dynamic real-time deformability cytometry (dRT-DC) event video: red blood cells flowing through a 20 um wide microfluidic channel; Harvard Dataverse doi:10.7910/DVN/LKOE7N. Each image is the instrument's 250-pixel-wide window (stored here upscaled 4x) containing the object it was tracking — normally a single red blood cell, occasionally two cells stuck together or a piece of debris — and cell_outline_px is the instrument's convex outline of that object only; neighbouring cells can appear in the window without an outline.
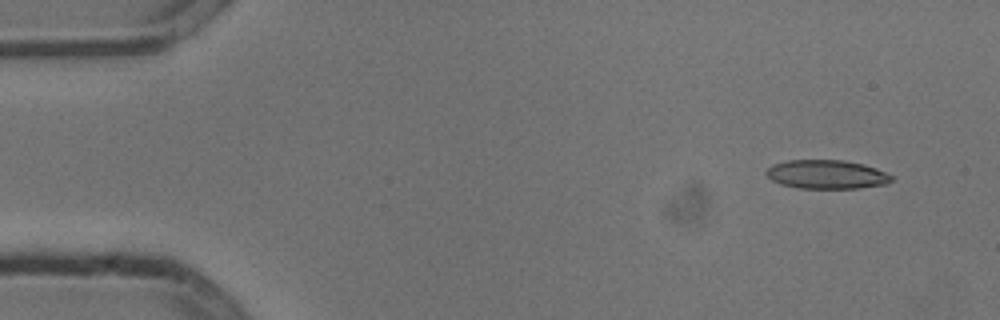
{"species": "common noctule bat (a hibernating species)", "species_latin": "Nyctalus noctula", "temperature_condition": "cold", "stored_images_in_passage": 4, "camera_frame_rate_fps": 3000, "um_per_image_px": 0.085, "animal": {"sex": "male", "body_mass_g": 13.3}, "frame": {"image": 1, "passage_image": 1, "time_ms": 0.0, "image_size_px": [1000, 320], "cell_outline_px": [[892, 180], [888, 184], [856, 188], [800, 188], [780, 184], [772, 180], [764, 172], [772, 164], [788, 160], [844, 160], [864, 164], [876, 168], [892, 176]], "centroid_in_image_um": [70.25, 14.82], "position_along_channel_um": 14.7, "area_um2": 21.04}}
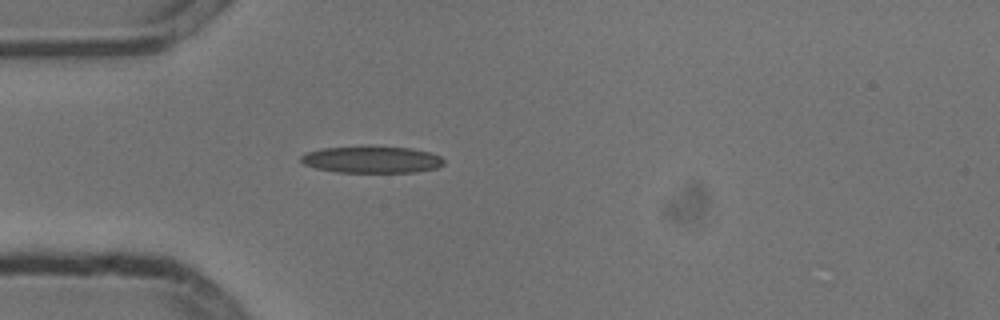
{"frame": {"image": 2, "passage_image": 4, "time_ms": 1.0, "image_size_px": [1000, 320], "cell_outline_px": [[444, 164], [436, 168], [416, 172], [336, 172], [316, 168], [304, 164], [300, 160], [300, 156], [304, 152], [320, 148], [412, 148], [428, 152], [440, 156], [444, 160]], "centroid_in_image_um": [31.58, 13.59], "position_along_channel_um": 53.4, "area_um2": 21.79}}